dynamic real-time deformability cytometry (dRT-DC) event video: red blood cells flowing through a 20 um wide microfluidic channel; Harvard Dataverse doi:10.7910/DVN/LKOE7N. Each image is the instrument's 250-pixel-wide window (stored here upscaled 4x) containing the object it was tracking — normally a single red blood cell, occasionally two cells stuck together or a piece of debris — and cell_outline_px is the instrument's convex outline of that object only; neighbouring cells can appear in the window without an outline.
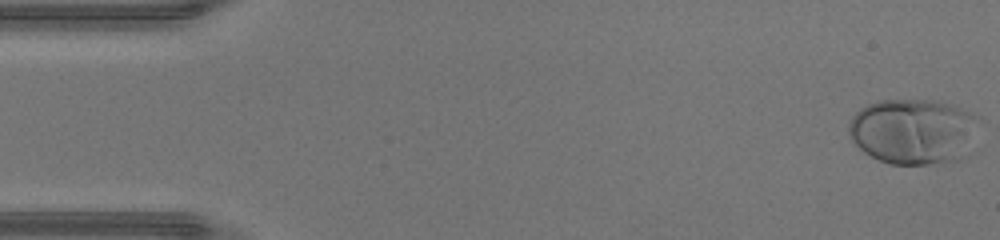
{"species": "human", "species_latin": "Homo sapiens", "temperature_condition": "warm", "stored_images_in_passage": 47, "camera_frame_rate_fps": 3000, "um_per_image_px": 0.085, "donor": {"sex": "male"}, "frame": {"image": 1, "passage_image": 1, "time_ms": 0.0, "image_size_px": [1000, 240], "cell_outline_px": [[980, 120], [964, 156], [960, 160], [928, 164], [888, 164], [864, 152], [848, 136], [848, 124], [852, 116], [860, 108], [868, 104], [880, 100], [940, 100], [952, 104], [980, 116]], "centroid_in_image_um": [77.62, 11.14], "position_along_channel_um": 7.4, "area_um2": 50.05}}
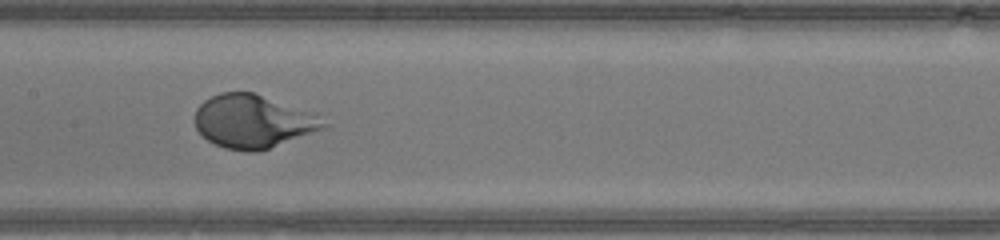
{"frame": {"image": 2, "passage_image": 23, "time_ms": 7.333, "image_size_px": [1000, 240], "cell_outline_px": [[332, 124], [324, 128], [268, 148], [256, 152], [248, 152], [224, 148], [208, 140], [196, 128], [196, 108], [204, 100], [220, 92], [252, 92], [316, 112]], "centroid_in_image_um": [21.56, 10.3], "position_along_channel_um": 185.8, "area_um2": 40.0}}
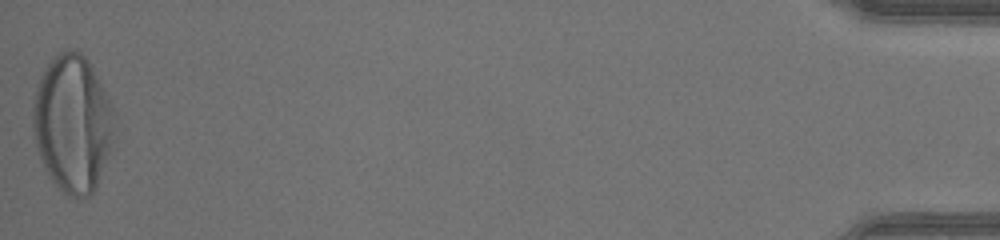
{"frame": {"image": 3, "passage_image": 47, "time_ms": 15.333, "image_size_px": [1000, 240], "cell_outline_px": [[112, 132], [108, 152], [96, 188], [88, 196], [80, 200], [64, 196], [52, 180], [44, 168], [36, 144], [32, 128], [32, 100], [40, 76], [44, 68], [60, 52], [68, 48], [76, 48], [88, 60], [112, 108]], "centroid_in_image_um": [6.1, 10.52], "position_along_channel_um": 429.1, "area_um2": 64.56}}